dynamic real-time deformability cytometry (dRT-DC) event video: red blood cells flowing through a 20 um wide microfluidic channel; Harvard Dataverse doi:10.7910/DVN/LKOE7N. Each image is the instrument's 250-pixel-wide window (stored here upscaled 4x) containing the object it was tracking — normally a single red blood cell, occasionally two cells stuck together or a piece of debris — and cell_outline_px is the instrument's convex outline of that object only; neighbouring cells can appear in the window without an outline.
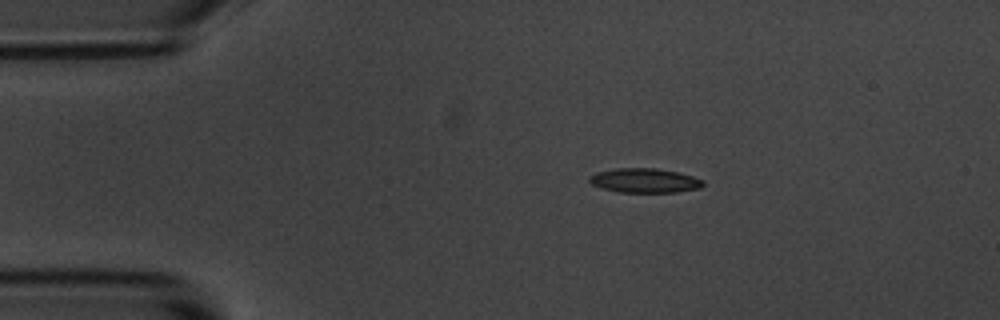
{"species": "common noctule bat (a hibernating species)", "species_latin": "Nyctalus noctula", "temperature_condition": "room temperature", "stored_images_in_passage": 2, "camera_frame_rate_fps": 3000, "um_per_image_px": 0.085, "animal": {"sex": "male", "body_mass_g": 20.1, "forearm_length_mm": 53.5}, "frame": {"image": 1, "passage_image": 1, "time_ms": 0.0, "image_size_px": [1000, 320], "cell_outline_px": [[704, 184], [700, 188], [676, 192], [620, 192], [600, 188], [592, 184], [588, 180], [596, 172], [616, 168], [656, 168], [680, 172], [704, 180]], "centroid_in_image_um": [54.81, 15.34], "position_along_channel_um": 30.2, "area_um2": 16.18}}